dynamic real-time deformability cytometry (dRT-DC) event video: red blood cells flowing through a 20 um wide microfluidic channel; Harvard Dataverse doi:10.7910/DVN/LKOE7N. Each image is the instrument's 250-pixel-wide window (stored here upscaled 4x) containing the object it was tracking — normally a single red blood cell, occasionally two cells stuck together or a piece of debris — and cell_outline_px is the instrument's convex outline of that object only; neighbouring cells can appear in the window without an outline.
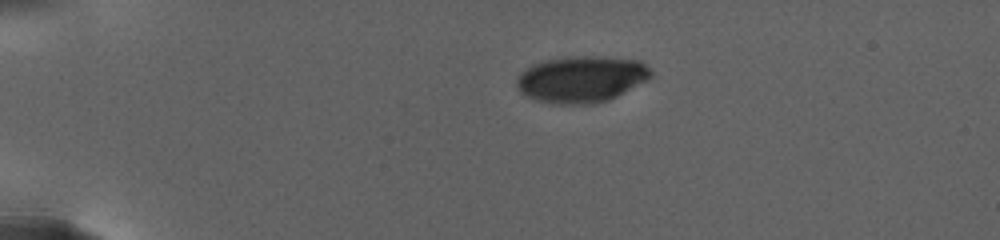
{"species": "human", "species_latin": "Homo sapiens", "temperature_condition": "warm", "stored_images_in_passage": 54, "camera_frame_rate_fps": 3000, "um_per_image_px": 0.085, "donor": {"sex": "female"}, "frame": {"image": 1, "passage_image": 1, "time_ms": 0.0, "image_size_px": [1000, 240], "cell_outline_px": [[652, 76], [648, 80], [608, 100], [592, 104], [552, 104], [536, 100], [520, 92], [516, 84], [516, 80], [520, 72], [532, 64], [544, 60], [568, 56], [604, 56], [640, 60], [652, 72]], "centroid_in_image_um": [49.41, 6.72], "position_along_channel_um": 35.6, "area_um2": 36.65}}
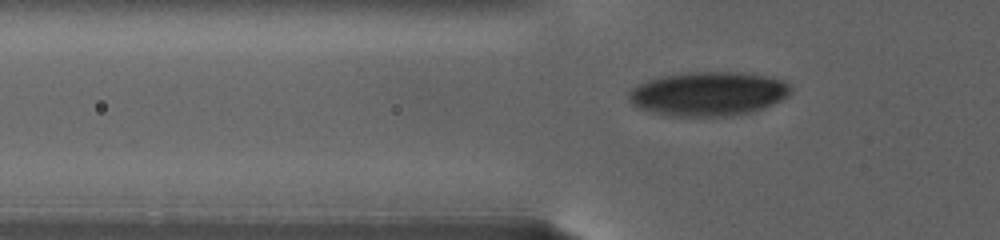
{"frame": {"image": 2, "passage_image": 32, "time_ms": 3.667, "image_size_px": [1000, 240], "cell_outline_px": [[792, 92], [788, 96], [772, 104], [748, 112], [732, 116], [672, 116], [640, 108], [632, 104], [628, 96], [628, 92], [632, 88], [648, 80], [660, 76], [680, 72], [740, 72], [772, 76], [784, 80], [792, 88]], "centroid_in_image_um": [60.23, 7.95], "position_along_channel_um": 65.6, "area_um2": 41.67}}
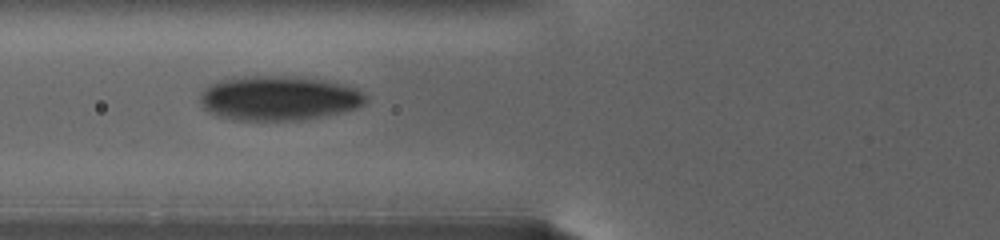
{"frame": {"image": 3, "passage_image": 45, "time_ms": 5.333, "image_size_px": [1000, 240], "cell_outline_px": [[368, 100], [364, 104], [356, 108], [344, 112], [304, 120], [232, 120], [208, 112], [204, 108], [200, 100], [200, 92], [204, 88], [220, 80], [244, 76], [316, 76], [344, 84], [356, 88], [364, 92], [368, 96]], "centroid_in_image_um": [23.77, 8.33], "position_along_channel_um": 102.0, "area_um2": 43.93}}